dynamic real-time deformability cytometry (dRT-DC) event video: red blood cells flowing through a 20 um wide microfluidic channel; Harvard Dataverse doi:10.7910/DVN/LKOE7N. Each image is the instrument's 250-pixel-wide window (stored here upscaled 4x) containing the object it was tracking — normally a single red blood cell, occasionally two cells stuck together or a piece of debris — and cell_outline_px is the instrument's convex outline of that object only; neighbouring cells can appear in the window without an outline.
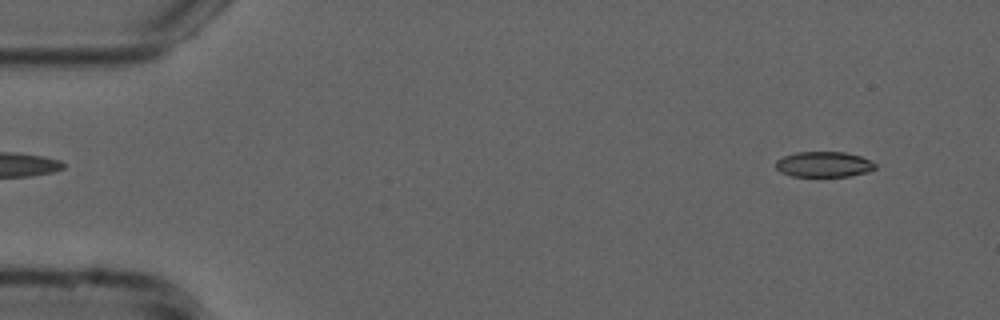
{"species": "common noctule bat (a hibernating species)", "species_latin": "Nyctalus noctula", "temperature_condition": "cold", "stored_images_in_passage": 54, "camera_frame_rate_fps": 3000, "um_per_image_px": 0.085, "animal": {"sex": "male", "forearm_length_mm": 52.5}, "frame": {"image": 1, "passage_image": 4, "time_ms": 1.0, "image_size_px": [1000, 320], "cell_outline_px": [[876, 168], [868, 172], [848, 176], [792, 176], [780, 172], [776, 168], [776, 160], [784, 156], [796, 152], [844, 152], [860, 156], [872, 160], [876, 164]], "centroid_in_image_um": [70.04, 13.97], "position_along_channel_um": 15.0, "area_um2": 14.8}}
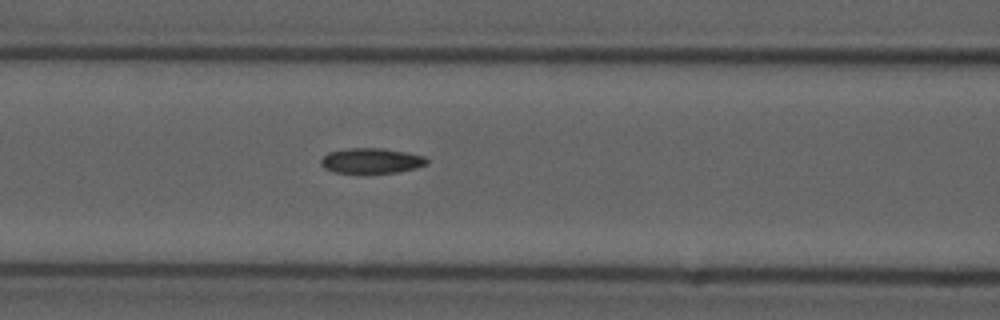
{"frame": {"image": 2, "passage_image": 22, "time_ms": 7.0, "image_size_px": [1000, 320], "cell_outline_px": [[428, 164], [416, 168], [396, 172], [368, 176], [364, 176], [336, 172], [324, 168], [320, 164], [320, 160], [328, 152], [348, 148], [384, 148], [408, 152], [424, 156], [428, 160]], "centroid_in_image_um": [31.56, 13.7], "position_along_channel_um": 135.0, "area_um2": 16.42}}
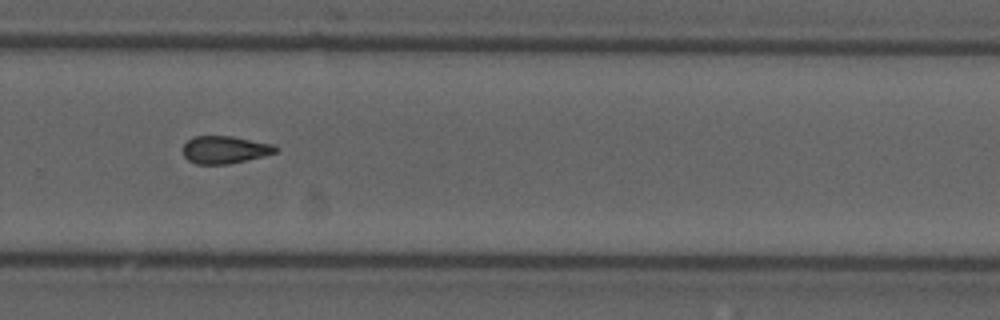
{"frame": {"image": 3, "passage_image": 36, "time_ms": 11.667, "image_size_px": [1000, 320], "cell_outline_px": [[280, 152], [264, 156], [228, 164], [196, 164], [188, 160], [184, 156], [184, 144], [192, 136], [232, 136], [272, 144], [280, 148]], "centroid_in_image_um": [19.15, 12.72], "position_along_channel_um": 310.7, "area_um2": 14.97}, "authors_computed_cell_mechanics": {"area_um2": 15.2592, "velocity_mm_per_s": 3.7766, "shape_relaxation_time_tau1_ms": null, "shape_relaxation_time_tau2_ms": 5.7621, "deformation_change_tau1": null, "deformation_change_tau2": 0.1357}}